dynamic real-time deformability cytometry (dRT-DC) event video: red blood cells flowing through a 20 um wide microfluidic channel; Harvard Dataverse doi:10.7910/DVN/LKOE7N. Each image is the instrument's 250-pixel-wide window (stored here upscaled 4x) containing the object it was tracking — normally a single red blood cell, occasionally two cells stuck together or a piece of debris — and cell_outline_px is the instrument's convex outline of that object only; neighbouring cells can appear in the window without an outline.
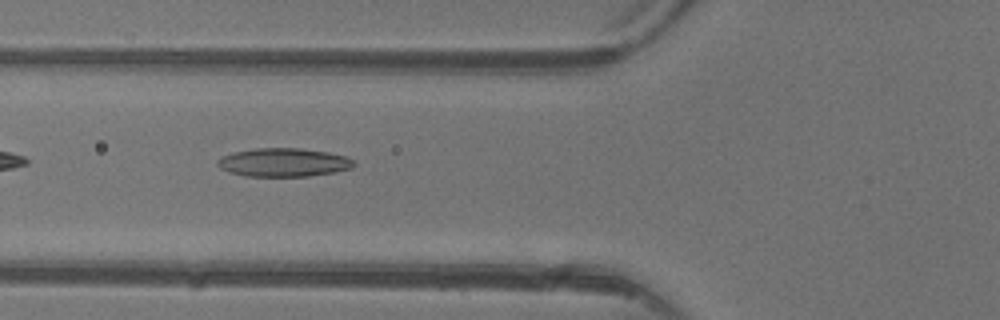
{"species": "common noctule bat (a hibernating species)", "species_latin": "Nyctalus noctula", "temperature_condition": "warm", "stored_images_in_passage": 6, "camera_frame_rate_fps": 3000, "um_per_image_px": 0.085, "animal": {"sex": "female"}, "frame": {"image": 1, "passage_image": 6, "time_ms": 5.667, "image_size_px": [1000, 320], "cell_outline_px": [[356, 164], [352, 168], [332, 172], [308, 176], [244, 176], [228, 172], [220, 168], [216, 164], [216, 160], [224, 156], [236, 152], [256, 148], [300, 148], [328, 152], [348, 156]], "centroid_in_image_um": [24.11, 13.8], "position_along_channel_um": 101.7, "area_um2": 22.6}}